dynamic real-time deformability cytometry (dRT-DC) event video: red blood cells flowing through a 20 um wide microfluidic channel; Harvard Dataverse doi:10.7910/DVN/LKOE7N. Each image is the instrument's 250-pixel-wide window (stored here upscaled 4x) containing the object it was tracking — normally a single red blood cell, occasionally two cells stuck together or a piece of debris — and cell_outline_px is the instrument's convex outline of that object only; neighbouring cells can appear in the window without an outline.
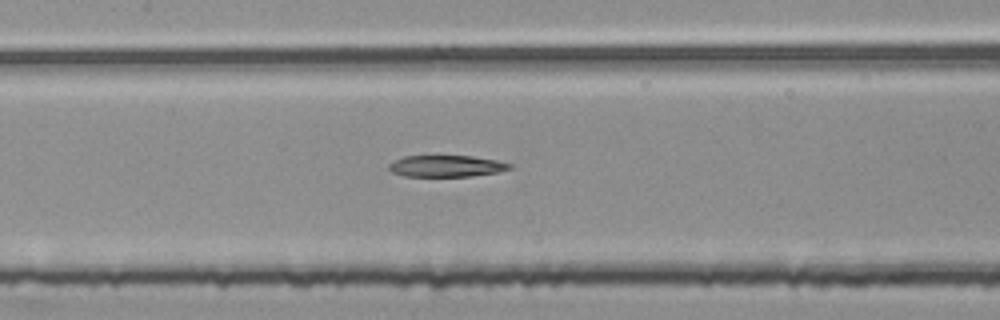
{"species": "common noctule bat (a hibernating species)", "species_latin": "Nyctalus noctula", "temperature_condition": "room temperature", "stored_images_in_passage": 44, "segment_of_instrument_passage": [2, 2], "camera_frame_rate_fps": 3000, "um_per_image_px": 0.085, "animal": {"sex": "female", "body_mass_g": 25.1}, "frame": {"image": 1, "passage_image": 15, "time_ms": 4.667, "image_size_px": [1000, 320], "cell_outline_px": [[512, 168], [496, 172], [472, 176], [404, 176], [392, 172], [388, 168], [388, 164], [392, 160], [404, 156], [472, 156], [496, 160], [512, 164]], "centroid_in_image_um": [37.9, 14.11], "position_along_channel_um": 169.5, "area_um2": 15.14}}
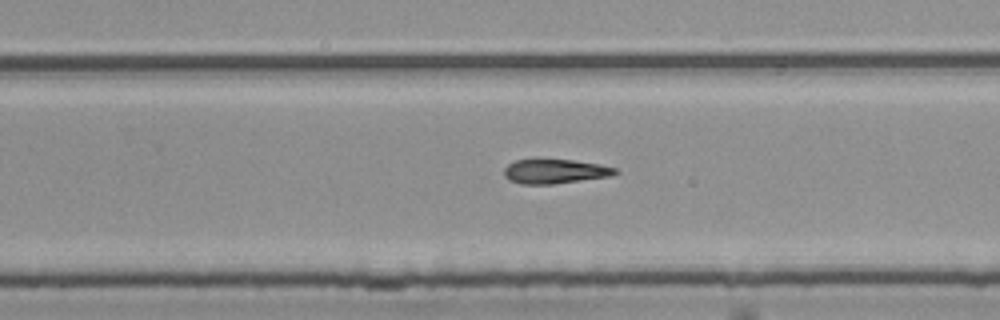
{"frame": {"image": 2, "passage_image": 24, "time_ms": 7.667, "image_size_px": [1000, 320], "cell_outline_px": [[620, 172], [608, 176], [552, 184], [520, 184], [508, 180], [504, 176], [504, 168], [508, 164], [516, 160], [572, 160], [600, 164], [616, 168]], "centroid_in_image_um": [47.14, 14.57], "position_along_channel_um": 282.7, "area_um2": 15.61}}
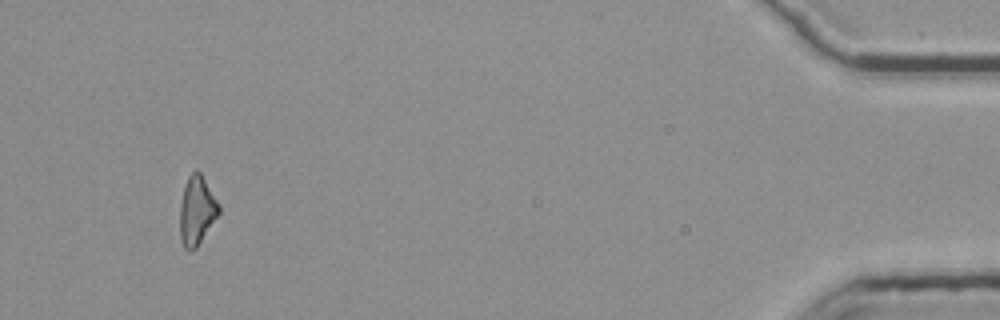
{"frame": {"image": 3, "passage_image": 41, "time_ms": 13.333, "image_size_px": [1000, 320], "cell_outline_px": [[220, 212], [196, 248], [188, 252], [184, 248], [180, 240], [180, 204], [184, 188], [188, 176], [196, 168], [200, 172], [220, 204]], "centroid_in_image_um": [16.72, 17.9], "position_along_channel_um": 418.5, "area_um2": 15.66}}